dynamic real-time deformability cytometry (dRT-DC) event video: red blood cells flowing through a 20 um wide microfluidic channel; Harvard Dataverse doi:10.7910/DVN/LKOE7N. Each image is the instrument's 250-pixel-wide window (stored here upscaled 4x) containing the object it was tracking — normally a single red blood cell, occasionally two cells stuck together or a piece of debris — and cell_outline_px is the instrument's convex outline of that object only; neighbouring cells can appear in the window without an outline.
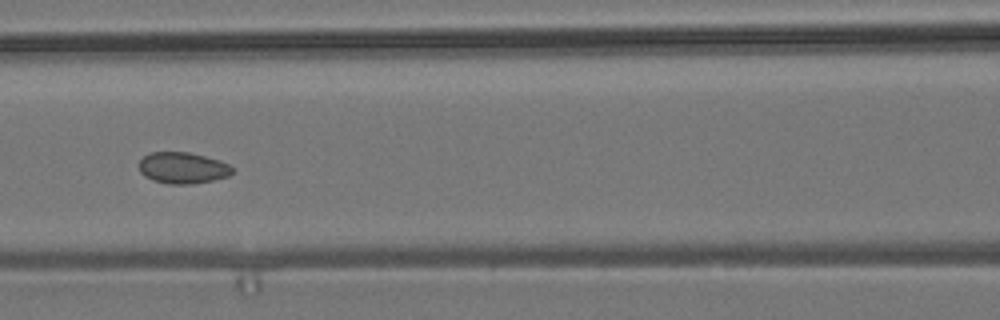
{"species": "common noctule bat (a hibernating species)", "species_latin": "Nyctalus noctula", "temperature_condition": "room temperature", "stored_images_in_passage": 7, "segment_of_instrument_passage": [1, 2], "camera_frame_rate_fps": 3000, "um_per_image_px": 0.085, "animal": {"sex": "male", "body_mass_g": 19.2, "forearm_length_mm": 51.8}, "frame": {"image": 1, "passage_image": 6, "time_ms": 5.667, "image_size_px": [1000, 320], "cell_outline_px": [[232, 172], [228, 176], [212, 180], [192, 184], [168, 184], [152, 180], [144, 176], [140, 172], [140, 160], [144, 156], [152, 152], [188, 152], [204, 156], [228, 164], [232, 168]], "centroid_in_image_um": [15.49, 14.28], "position_along_channel_um": 151.1, "area_um2": 16.82}}